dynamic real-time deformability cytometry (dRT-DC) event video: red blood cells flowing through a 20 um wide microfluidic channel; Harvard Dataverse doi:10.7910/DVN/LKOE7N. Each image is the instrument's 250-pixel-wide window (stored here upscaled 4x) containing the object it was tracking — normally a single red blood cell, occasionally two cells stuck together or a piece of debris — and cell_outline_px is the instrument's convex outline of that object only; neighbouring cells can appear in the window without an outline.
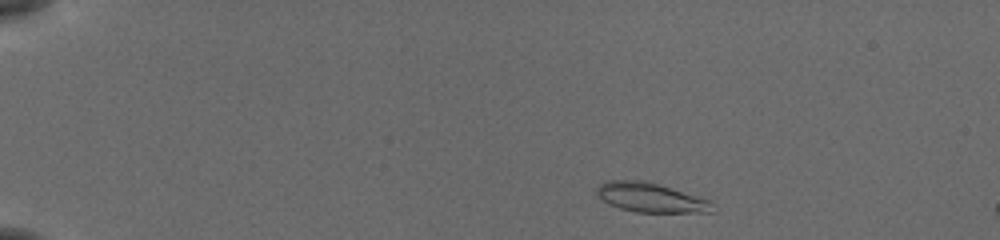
{"species": "common noctule bat (a hibernating species)", "species_latin": "Nyctalus noctula", "temperature_condition": "cold", "stored_images_in_passage": 48, "camera_frame_rate_fps": 3000, "um_per_image_px": 0.085, "animal": {"sex": "female", "body_mass_g": 19.5, "forearm_length_mm": 54.1}, "frame": {"image": 1, "passage_image": 3, "time_ms": 0.667, "image_size_px": [1000, 240], "cell_outline_px": [[716, 212], [636, 212], [620, 208], [608, 204], [596, 196], [596, 188], [600, 184], [608, 180], [644, 180], [712, 200]], "centroid_in_image_um": [55.31, 16.79], "position_along_channel_um": 29.7, "area_um2": 20.0}}
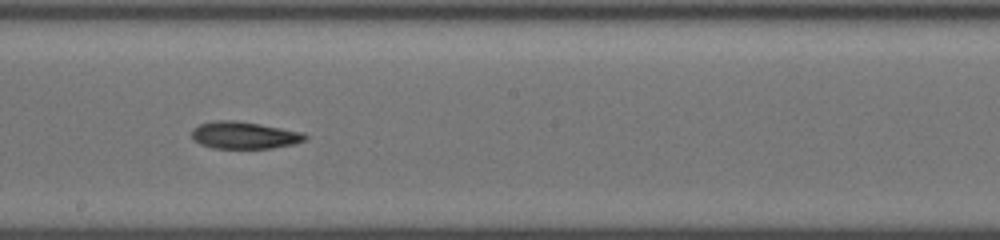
{"frame": {"image": 2, "passage_image": 26, "time_ms": 8.333, "image_size_px": [1000, 240], "cell_outline_px": [[308, 136], [304, 140], [292, 144], [272, 148], [212, 148], [200, 144], [192, 140], [192, 128], [200, 124], [216, 120], [232, 120], [260, 124], [304, 132]], "centroid_in_image_um": [20.73, 11.49], "position_along_channel_um": 227.5, "area_um2": 17.92}}
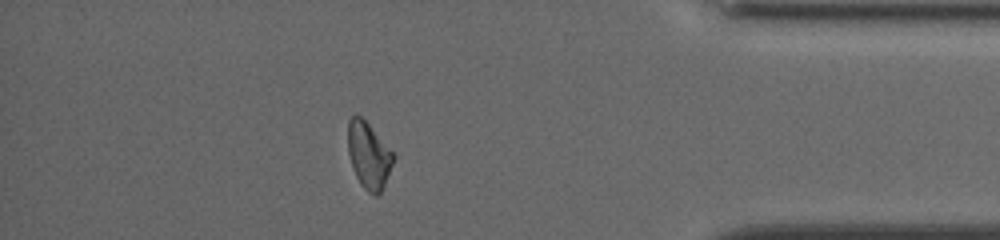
{"frame": {"image": 3, "passage_image": 42, "time_ms": 13.667, "image_size_px": [1000, 240], "cell_outline_px": [[396, 156], [384, 184], [380, 192], [376, 196], [372, 196], [360, 184], [356, 176], [348, 152], [348, 120], [352, 116], [360, 116], [368, 124]], "centroid_in_image_um": [31.33, 13.23], "position_along_channel_um": 403.9, "area_um2": 17.22}, "authors_computed_cell_mechanics": {"area_um2": 18.0914, "velocity_mm_per_s": 3.8223, "shape_relaxation_time_tau1_ms": 11.0403, "shape_relaxation_time_tau2_ms": 7.6763, "deformation_change_tau1": 0.1939, "deformation_change_tau2": 0.157}}